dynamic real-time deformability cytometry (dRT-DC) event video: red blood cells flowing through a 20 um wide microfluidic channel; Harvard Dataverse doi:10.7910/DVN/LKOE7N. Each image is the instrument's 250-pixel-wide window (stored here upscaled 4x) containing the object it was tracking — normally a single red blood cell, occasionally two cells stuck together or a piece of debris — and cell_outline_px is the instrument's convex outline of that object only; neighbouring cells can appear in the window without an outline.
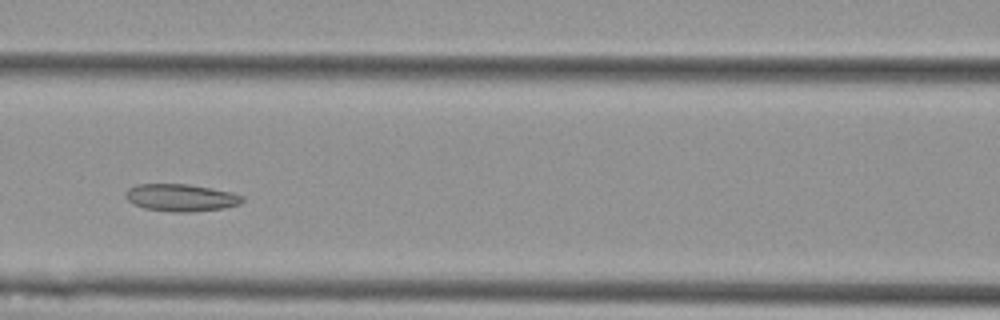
{"species": "Egyptian fruit bat (a non-hibernating species)", "species_latin": "Rousettus aegyptiacus", "temperature_condition": "cold", "stored_images_in_passage": 7, "camera_frame_rate_fps": 3000, "um_per_image_px": 0.085, "animal": {"sex": "female"}, "frame": {"image": 1, "passage_image": 3, "time_ms": 0.667, "image_size_px": [1000, 320], "cell_outline_px": [[244, 200], [240, 204], [224, 208], [192, 212], [172, 212], [144, 208], [132, 204], [128, 200], [128, 188], [136, 184], [188, 184], [212, 188], [232, 192], [244, 196]], "centroid_in_image_um": [15.43, 16.8], "position_along_channel_um": 151.2, "area_um2": 18.61}}
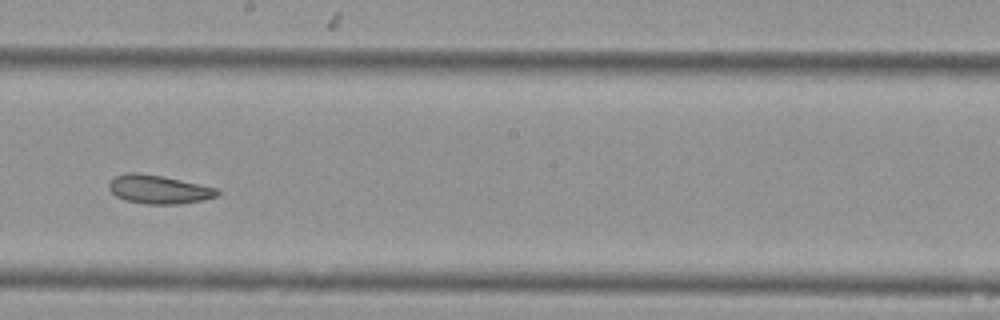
{"frame": {"image": 2, "passage_image": 5, "time_ms": 1.333, "image_size_px": [1000, 320], "cell_outline_px": [[220, 192], [216, 196], [204, 200], [180, 204], [144, 204], [124, 200], [116, 196], [108, 188], [108, 184], [116, 176], [128, 172], [136, 172], [160, 176], [180, 180], [216, 188]], "centroid_in_image_um": [13.47, 16.11], "position_along_channel_um": 234.7, "area_um2": 17.92}}
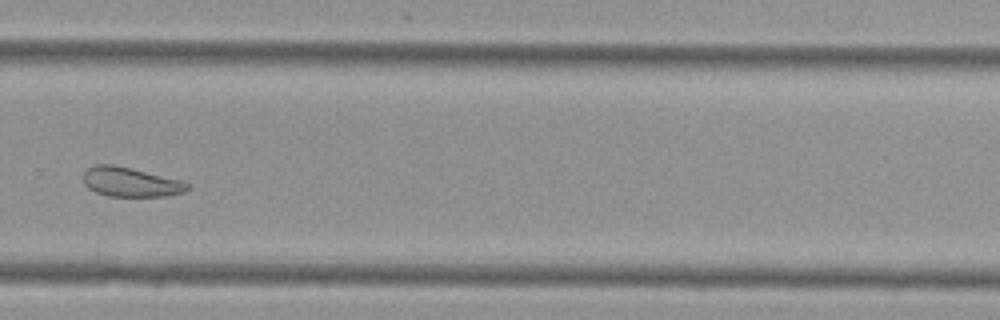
{"frame": {"image": 3, "passage_image": 7, "time_ms": 2.0, "image_size_px": [1000, 320], "cell_outline_px": [[188, 188], [184, 192], [164, 196], [108, 196], [96, 192], [88, 188], [84, 184], [84, 172], [92, 164], [112, 164], [180, 180], [188, 184]], "centroid_in_image_um": [11.04, 15.47], "position_along_channel_um": 318.8, "area_um2": 17.57}}